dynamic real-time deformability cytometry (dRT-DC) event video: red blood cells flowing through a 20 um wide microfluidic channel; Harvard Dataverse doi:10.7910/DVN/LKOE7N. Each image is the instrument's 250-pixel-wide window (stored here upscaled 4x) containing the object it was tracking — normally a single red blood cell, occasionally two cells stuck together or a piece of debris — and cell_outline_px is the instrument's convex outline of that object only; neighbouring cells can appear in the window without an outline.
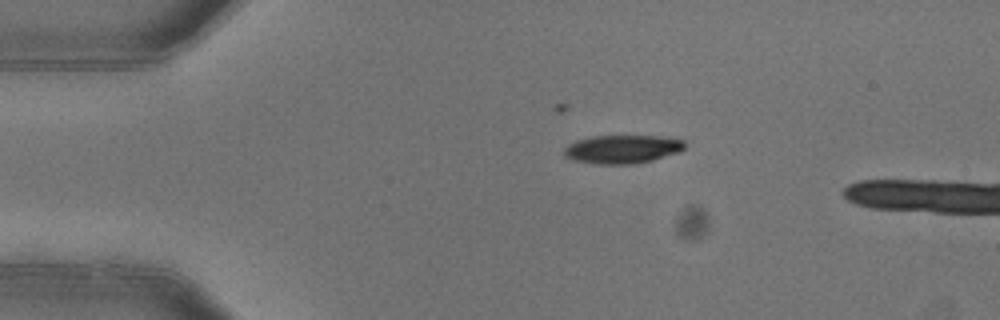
{"species": "common noctule bat (a hibernating species)", "species_latin": "Nyctalus noctula", "temperature_condition": "warm", "stored_images_in_passage": 3, "camera_frame_rate_fps": 3000, "um_per_image_px": 0.085, "animal": {"sex": "female"}, "frame": {"image": 1, "passage_image": 1, "time_ms": 0.0, "image_size_px": [1000, 320], "cell_outline_px": [[684, 148], [680, 152], [652, 160], [636, 164], [596, 164], [576, 160], [564, 156], [564, 148], [568, 144], [576, 140], [592, 136], [660, 136], [684, 140]], "centroid_in_image_um": [52.9, 12.68], "position_along_channel_um": 32.1, "area_um2": 20.0}}